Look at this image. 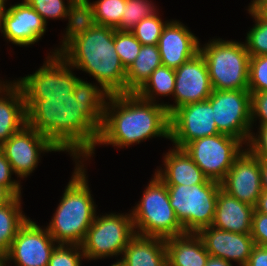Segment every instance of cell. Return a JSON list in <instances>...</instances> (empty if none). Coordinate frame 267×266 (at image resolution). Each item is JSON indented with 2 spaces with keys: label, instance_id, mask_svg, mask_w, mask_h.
Segmentation results:
<instances>
[{
  "label": "cell",
  "instance_id": "obj_30",
  "mask_svg": "<svg viewBox=\"0 0 267 266\" xmlns=\"http://www.w3.org/2000/svg\"><path fill=\"white\" fill-rule=\"evenodd\" d=\"M156 12L157 9L150 0H126L121 22L115 29L118 31H131L142 19Z\"/></svg>",
  "mask_w": 267,
  "mask_h": 266
},
{
  "label": "cell",
  "instance_id": "obj_48",
  "mask_svg": "<svg viewBox=\"0 0 267 266\" xmlns=\"http://www.w3.org/2000/svg\"><path fill=\"white\" fill-rule=\"evenodd\" d=\"M111 266H127V265L121 260V257H120V259H118L117 262L111 264Z\"/></svg>",
  "mask_w": 267,
  "mask_h": 266
},
{
  "label": "cell",
  "instance_id": "obj_14",
  "mask_svg": "<svg viewBox=\"0 0 267 266\" xmlns=\"http://www.w3.org/2000/svg\"><path fill=\"white\" fill-rule=\"evenodd\" d=\"M0 150L11 164L13 172L22 179L37 168L42 152L59 151L46 136L28 125L13 134Z\"/></svg>",
  "mask_w": 267,
  "mask_h": 266
},
{
  "label": "cell",
  "instance_id": "obj_33",
  "mask_svg": "<svg viewBox=\"0 0 267 266\" xmlns=\"http://www.w3.org/2000/svg\"><path fill=\"white\" fill-rule=\"evenodd\" d=\"M114 46L118 57L127 70L137 58L142 44L130 31L115 30Z\"/></svg>",
  "mask_w": 267,
  "mask_h": 266
},
{
  "label": "cell",
  "instance_id": "obj_51",
  "mask_svg": "<svg viewBox=\"0 0 267 266\" xmlns=\"http://www.w3.org/2000/svg\"><path fill=\"white\" fill-rule=\"evenodd\" d=\"M8 264H5L3 261L0 260V266H7Z\"/></svg>",
  "mask_w": 267,
  "mask_h": 266
},
{
  "label": "cell",
  "instance_id": "obj_3",
  "mask_svg": "<svg viewBox=\"0 0 267 266\" xmlns=\"http://www.w3.org/2000/svg\"><path fill=\"white\" fill-rule=\"evenodd\" d=\"M115 30L96 25L59 53L74 69L94 77L106 95L126 93V69L115 51Z\"/></svg>",
  "mask_w": 267,
  "mask_h": 266
},
{
  "label": "cell",
  "instance_id": "obj_2",
  "mask_svg": "<svg viewBox=\"0 0 267 266\" xmlns=\"http://www.w3.org/2000/svg\"><path fill=\"white\" fill-rule=\"evenodd\" d=\"M162 103L135 93L107 95L98 144L124 148L151 137L170 138L169 114Z\"/></svg>",
  "mask_w": 267,
  "mask_h": 266
},
{
  "label": "cell",
  "instance_id": "obj_38",
  "mask_svg": "<svg viewBox=\"0 0 267 266\" xmlns=\"http://www.w3.org/2000/svg\"><path fill=\"white\" fill-rule=\"evenodd\" d=\"M13 173L11 164L0 150V185L7 187L15 196H21V182L11 179Z\"/></svg>",
  "mask_w": 267,
  "mask_h": 266
},
{
  "label": "cell",
  "instance_id": "obj_41",
  "mask_svg": "<svg viewBox=\"0 0 267 266\" xmlns=\"http://www.w3.org/2000/svg\"><path fill=\"white\" fill-rule=\"evenodd\" d=\"M245 266H267V246L254 245Z\"/></svg>",
  "mask_w": 267,
  "mask_h": 266
},
{
  "label": "cell",
  "instance_id": "obj_47",
  "mask_svg": "<svg viewBox=\"0 0 267 266\" xmlns=\"http://www.w3.org/2000/svg\"><path fill=\"white\" fill-rule=\"evenodd\" d=\"M7 0H0V27L2 23V17L6 13L7 8L5 7Z\"/></svg>",
  "mask_w": 267,
  "mask_h": 266
},
{
  "label": "cell",
  "instance_id": "obj_10",
  "mask_svg": "<svg viewBox=\"0 0 267 266\" xmlns=\"http://www.w3.org/2000/svg\"><path fill=\"white\" fill-rule=\"evenodd\" d=\"M221 134L240 139L245 147L251 131V93L249 90H214L207 99Z\"/></svg>",
  "mask_w": 267,
  "mask_h": 266
},
{
  "label": "cell",
  "instance_id": "obj_22",
  "mask_svg": "<svg viewBox=\"0 0 267 266\" xmlns=\"http://www.w3.org/2000/svg\"><path fill=\"white\" fill-rule=\"evenodd\" d=\"M25 125L27 113L24 95L14 81L0 91V147Z\"/></svg>",
  "mask_w": 267,
  "mask_h": 266
},
{
  "label": "cell",
  "instance_id": "obj_37",
  "mask_svg": "<svg viewBox=\"0 0 267 266\" xmlns=\"http://www.w3.org/2000/svg\"><path fill=\"white\" fill-rule=\"evenodd\" d=\"M258 133L256 136L251 133L247 149L259 159L267 160V124L260 125Z\"/></svg>",
  "mask_w": 267,
  "mask_h": 266
},
{
  "label": "cell",
  "instance_id": "obj_50",
  "mask_svg": "<svg viewBox=\"0 0 267 266\" xmlns=\"http://www.w3.org/2000/svg\"><path fill=\"white\" fill-rule=\"evenodd\" d=\"M259 0H253L251 1V4H249L250 6H253L254 4H256Z\"/></svg>",
  "mask_w": 267,
  "mask_h": 266
},
{
  "label": "cell",
  "instance_id": "obj_49",
  "mask_svg": "<svg viewBox=\"0 0 267 266\" xmlns=\"http://www.w3.org/2000/svg\"><path fill=\"white\" fill-rule=\"evenodd\" d=\"M11 82H12V81H10V82H7V81H6V83H5V82H2V81L0 80V91L3 90V89H5Z\"/></svg>",
  "mask_w": 267,
  "mask_h": 266
},
{
  "label": "cell",
  "instance_id": "obj_8",
  "mask_svg": "<svg viewBox=\"0 0 267 266\" xmlns=\"http://www.w3.org/2000/svg\"><path fill=\"white\" fill-rule=\"evenodd\" d=\"M135 235L131 213L95 216L81 244L84 259L89 261L122 256L125 247Z\"/></svg>",
  "mask_w": 267,
  "mask_h": 266
},
{
  "label": "cell",
  "instance_id": "obj_23",
  "mask_svg": "<svg viewBox=\"0 0 267 266\" xmlns=\"http://www.w3.org/2000/svg\"><path fill=\"white\" fill-rule=\"evenodd\" d=\"M167 266H206L210 255L197 233L165 239Z\"/></svg>",
  "mask_w": 267,
  "mask_h": 266
},
{
  "label": "cell",
  "instance_id": "obj_24",
  "mask_svg": "<svg viewBox=\"0 0 267 266\" xmlns=\"http://www.w3.org/2000/svg\"><path fill=\"white\" fill-rule=\"evenodd\" d=\"M127 266H167L165 239L135 235L123 251Z\"/></svg>",
  "mask_w": 267,
  "mask_h": 266
},
{
  "label": "cell",
  "instance_id": "obj_16",
  "mask_svg": "<svg viewBox=\"0 0 267 266\" xmlns=\"http://www.w3.org/2000/svg\"><path fill=\"white\" fill-rule=\"evenodd\" d=\"M221 188L239 201L255 207L262 192L260 159L244 148L221 182Z\"/></svg>",
  "mask_w": 267,
  "mask_h": 266
},
{
  "label": "cell",
  "instance_id": "obj_15",
  "mask_svg": "<svg viewBox=\"0 0 267 266\" xmlns=\"http://www.w3.org/2000/svg\"><path fill=\"white\" fill-rule=\"evenodd\" d=\"M213 88L208 68L201 52L175 69V104H164L170 115L175 109L189 103L207 100Z\"/></svg>",
  "mask_w": 267,
  "mask_h": 266
},
{
  "label": "cell",
  "instance_id": "obj_39",
  "mask_svg": "<svg viewBox=\"0 0 267 266\" xmlns=\"http://www.w3.org/2000/svg\"><path fill=\"white\" fill-rule=\"evenodd\" d=\"M256 118L260 119V125L267 124V92L251 93V127Z\"/></svg>",
  "mask_w": 267,
  "mask_h": 266
},
{
  "label": "cell",
  "instance_id": "obj_46",
  "mask_svg": "<svg viewBox=\"0 0 267 266\" xmlns=\"http://www.w3.org/2000/svg\"><path fill=\"white\" fill-rule=\"evenodd\" d=\"M206 266H232V264L221 258L209 257Z\"/></svg>",
  "mask_w": 267,
  "mask_h": 266
},
{
  "label": "cell",
  "instance_id": "obj_6",
  "mask_svg": "<svg viewBox=\"0 0 267 266\" xmlns=\"http://www.w3.org/2000/svg\"><path fill=\"white\" fill-rule=\"evenodd\" d=\"M200 52L214 90H248L250 55L244 42L212 39Z\"/></svg>",
  "mask_w": 267,
  "mask_h": 266
},
{
  "label": "cell",
  "instance_id": "obj_35",
  "mask_svg": "<svg viewBox=\"0 0 267 266\" xmlns=\"http://www.w3.org/2000/svg\"><path fill=\"white\" fill-rule=\"evenodd\" d=\"M83 258L81 245L58 244L51 253L48 266H81Z\"/></svg>",
  "mask_w": 267,
  "mask_h": 266
},
{
  "label": "cell",
  "instance_id": "obj_26",
  "mask_svg": "<svg viewBox=\"0 0 267 266\" xmlns=\"http://www.w3.org/2000/svg\"><path fill=\"white\" fill-rule=\"evenodd\" d=\"M66 18H68V26L61 47L54 50V53H60L73 39L97 25L94 9L89 0H73L70 3Z\"/></svg>",
  "mask_w": 267,
  "mask_h": 266
},
{
  "label": "cell",
  "instance_id": "obj_40",
  "mask_svg": "<svg viewBox=\"0 0 267 266\" xmlns=\"http://www.w3.org/2000/svg\"><path fill=\"white\" fill-rule=\"evenodd\" d=\"M251 237L255 245L267 246V215L254 210Z\"/></svg>",
  "mask_w": 267,
  "mask_h": 266
},
{
  "label": "cell",
  "instance_id": "obj_9",
  "mask_svg": "<svg viewBox=\"0 0 267 266\" xmlns=\"http://www.w3.org/2000/svg\"><path fill=\"white\" fill-rule=\"evenodd\" d=\"M243 144L238 138L219 133L195 139L183 149L209 180L221 183L243 152Z\"/></svg>",
  "mask_w": 267,
  "mask_h": 266
},
{
  "label": "cell",
  "instance_id": "obj_21",
  "mask_svg": "<svg viewBox=\"0 0 267 266\" xmlns=\"http://www.w3.org/2000/svg\"><path fill=\"white\" fill-rule=\"evenodd\" d=\"M174 148L169 150L165 156L164 167L156 170L155 174L166 185H187L204 184L209 179L204 175L201 169L195 164L191 157L183 148Z\"/></svg>",
  "mask_w": 267,
  "mask_h": 266
},
{
  "label": "cell",
  "instance_id": "obj_17",
  "mask_svg": "<svg viewBox=\"0 0 267 266\" xmlns=\"http://www.w3.org/2000/svg\"><path fill=\"white\" fill-rule=\"evenodd\" d=\"M22 1L8 7L2 17L0 32L12 44L25 47L41 39L47 24L39 13Z\"/></svg>",
  "mask_w": 267,
  "mask_h": 266
},
{
  "label": "cell",
  "instance_id": "obj_12",
  "mask_svg": "<svg viewBox=\"0 0 267 266\" xmlns=\"http://www.w3.org/2000/svg\"><path fill=\"white\" fill-rule=\"evenodd\" d=\"M208 100L185 104L169 115L170 140L183 148L189 142L219 134Z\"/></svg>",
  "mask_w": 267,
  "mask_h": 266
},
{
  "label": "cell",
  "instance_id": "obj_43",
  "mask_svg": "<svg viewBox=\"0 0 267 266\" xmlns=\"http://www.w3.org/2000/svg\"><path fill=\"white\" fill-rule=\"evenodd\" d=\"M254 210L256 212H260L267 215V191L261 192V195L258 197Z\"/></svg>",
  "mask_w": 267,
  "mask_h": 266
},
{
  "label": "cell",
  "instance_id": "obj_13",
  "mask_svg": "<svg viewBox=\"0 0 267 266\" xmlns=\"http://www.w3.org/2000/svg\"><path fill=\"white\" fill-rule=\"evenodd\" d=\"M57 245L46 227L42 229L28 218L1 261L5 264L12 261L16 266H48L51 253Z\"/></svg>",
  "mask_w": 267,
  "mask_h": 266
},
{
  "label": "cell",
  "instance_id": "obj_36",
  "mask_svg": "<svg viewBox=\"0 0 267 266\" xmlns=\"http://www.w3.org/2000/svg\"><path fill=\"white\" fill-rule=\"evenodd\" d=\"M27 2L40 16L43 18L44 22L47 24V19H67L66 15L68 13V9L70 3L73 0L68 1L67 5H65L64 0H24Z\"/></svg>",
  "mask_w": 267,
  "mask_h": 266
},
{
  "label": "cell",
  "instance_id": "obj_5",
  "mask_svg": "<svg viewBox=\"0 0 267 266\" xmlns=\"http://www.w3.org/2000/svg\"><path fill=\"white\" fill-rule=\"evenodd\" d=\"M131 215L137 235L168 239L185 233L170 205L167 186L155 173Z\"/></svg>",
  "mask_w": 267,
  "mask_h": 266
},
{
  "label": "cell",
  "instance_id": "obj_45",
  "mask_svg": "<svg viewBox=\"0 0 267 266\" xmlns=\"http://www.w3.org/2000/svg\"><path fill=\"white\" fill-rule=\"evenodd\" d=\"M252 7L267 20V0H259Z\"/></svg>",
  "mask_w": 267,
  "mask_h": 266
},
{
  "label": "cell",
  "instance_id": "obj_25",
  "mask_svg": "<svg viewBox=\"0 0 267 266\" xmlns=\"http://www.w3.org/2000/svg\"><path fill=\"white\" fill-rule=\"evenodd\" d=\"M160 66L158 45H142L137 58L126 70V93H135Z\"/></svg>",
  "mask_w": 267,
  "mask_h": 266
},
{
  "label": "cell",
  "instance_id": "obj_31",
  "mask_svg": "<svg viewBox=\"0 0 267 266\" xmlns=\"http://www.w3.org/2000/svg\"><path fill=\"white\" fill-rule=\"evenodd\" d=\"M90 3L97 25L116 28L120 24L126 0H97Z\"/></svg>",
  "mask_w": 267,
  "mask_h": 266
},
{
  "label": "cell",
  "instance_id": "obj_28",
  "mask_svg": "<svg viewBox=\"0 0 267 266\" xmlns=\"http://www.w3.org/2000/svg\"><path fill=\"white\" fill-rule=\"evenodd\" d=\"M175 89V69L167 66L156 68L146 82L135 92L143 100L156 103L159 96H173ZM157 95V96H156Z\"/></svg>",
  "mask_w": 267,
  "mask_h": 266
},
{
  "label": "cell",
  "instance_id": "obj_7",
  "mask_svg": "<svg viewBox=\"0 0 267 266\" xmlns=\"http://www.w3.org/2000/svg\"><path fill=\"white\" fill-rule=\"evenodd\" d=\"M170 205L185 233H198L212 226L221 183L209 180L204 184L166 185Z\"/></svg>",
  "mask_w": 267,
  "mask_h": 266
},
{
  "label": "cell",
  "instance_id": "obj_34",
  "mask_svg": "<svg viewBox=\"0 0 267 266\" xmlns=\"http://www.w3.org/2000/svg\"><path fill=\"white\" fill-rule=\"evenodd\" d=\"M248 90L267 92V55L250 57Z\"/></svg>",
  "mask_w": 267,
  "mask_h": 266
},
{
  "label": "cell",
  "instance_id": "obj_32",
  "mask_svg": "<svg viewBox=\"0 0 267 266\" xmlns=\"http://www.w3.org/2000/svg\"><path fill=\"white\" fill-rule=\"evenodd\" d=\"M168 21L163 22L157 11L142 19L130 32L142 45H158L162 30Z\"/></svg>",
  "mask_w": 267,
  "mask_h": 266
},
{
  "label": "cell",
  "instance_id": "obj_1",
  "mask_svg": "<svg viewBox=\"0 0 267 266\" xmlns=\"http://www.w3.org/2000/svg\"><path fill=\"white\" fill-rule=\"evenodd\" d=\"M106 97L98 84L87 81L71 94L24 96L27 125L46 136L59 152L84 162L97 146Z\"/></svg>",
  "mask_w": 267,
  "mask_h": 266
},
{
  "label": "cell",
  "instance_id": "obj_19",
  "mask_svg": "<svg viewBox=\"0 0 267 266\" xmlns=\"http://www.w3.org/2000/svg\"><path fill=\"white\" fill-rule=\"evenodd\" d=\"M211 257L221 258L239 266H245L254 244L251 234L224 231L213 226L202 228L197 233Z\"/></svg>",
  "mask_w": 267,
  "mask_h": 266
},
{
  "label": "cell",
  "instance_id": "obj_29",
  "mask_svg": "<svg viewBox=\"0 0 267 266\" xmlns=\"http://www.w3.org/2000/svg\"><path fill=\"white\" fill-rule=\"evenodd\" d=\"M248 12L255 20V25L247 32L245 46L250 57L267 55V20L252 6Z\"/></svg>",
  "mask_w": 267,
  "mask_h": 266
},
{
  "label": "cell",
  "instance_id": "obj_20",
  "mask_svg": "<svg viewBox=\"0 0 267 266\" xmlns=\"http://www.w3.org/2000/svg\"><path fill=\"white\" fill-rule=\"evenodd\" d=\"M253 212V206L239 201L220 188L212 226L224 231L251 234Z\"/></svg>",
  "mask_w": 267,
  "mask_h": 266
},
{
  "label": "cell",
  "instance_id": "obj_18",
  "mask_svg": "<svg viewBox=\"0 0 267 266\" xmlns=\"http://www.w3.org/2000/svg\"><path fill=\"white\" fill-rule=\"evenodd\" d=\"M199 39L179 21H168L158 41L163 66L176 69L200 52Z\"/></svg>",
  "mask_w": 267,
  "mask_h": 266
},
{
  "label": "cell",
  "instance_id": "obj_27",
  "mask_svg": "<svg viewBox=\"0 0 267 266\" xmlns=\"http://www.w3.org/2000/svg\"><path fill=\"white\" fill-rule=\"evenodd\" d=\"M21 196L0 207V260L9 252L20 227L27 221L21 210Z\"/></svg>",
  "mask_w": 267,
  "mask_h": 266
},
{
  "label": "cell",
  "instance_id": "obj_11",
  "mask_svg": "<svg viewBox=\"0 0 267 266\" xmlns=\"http://www.w3.org/2000/svg\"><path fill=\"white\" fill-rule=\"evenodd\" d=\"M45 63L35 73L15 82L24 96H57L74 93L83 80L72 73V66L59 54L50 52Z\"/></svg>",
  "mask_w": 267,
  "mask_h": 266
},
{
  "label": "cell",
  "instance_id": "obj_4",
  "mask_svg": "<svg viewBox=\"0 0 267 266\" xmlns=\"http://www.w3.org/2000/svg\"><path fill=\"white\" fill-rule=\"evenodd\" d=\"M75 163L74 173L46 227L57 244L81 245L96 216V204L91 196L85 163Z\"/></svg>",
  "mask_w": 267,
  "mask_h": 266
},
{
  "label": "cell",
  "instance_id": "obj_44",
  "mask_svg": "<svg viewBox=\"0 0 267 266\" xmlns=\"http://www.w3.org/2000/svg\"><path fill=\"white\" fill-rule=\"evenodd\" d=\"M260 173L262 191H267V160L260 159Z\"/></svg>",
  "mask_w": 267,
  "mask_h": 266
},
{
  "label": "cell",
  "instance_id": "obj_42",
  "mask_svg": "<svg viewBox=\"0 0 267 266\" xmlns=\"http://www.w3.org/2000/svg\"><path fill=\"white\" fill-rule=\"evenodd\" d=\"M16 196L5 186L0 185V207L11 202Z\"/></svg>",
  "mask_w": 267,
  "mask_h": 266
}]
</instances>
